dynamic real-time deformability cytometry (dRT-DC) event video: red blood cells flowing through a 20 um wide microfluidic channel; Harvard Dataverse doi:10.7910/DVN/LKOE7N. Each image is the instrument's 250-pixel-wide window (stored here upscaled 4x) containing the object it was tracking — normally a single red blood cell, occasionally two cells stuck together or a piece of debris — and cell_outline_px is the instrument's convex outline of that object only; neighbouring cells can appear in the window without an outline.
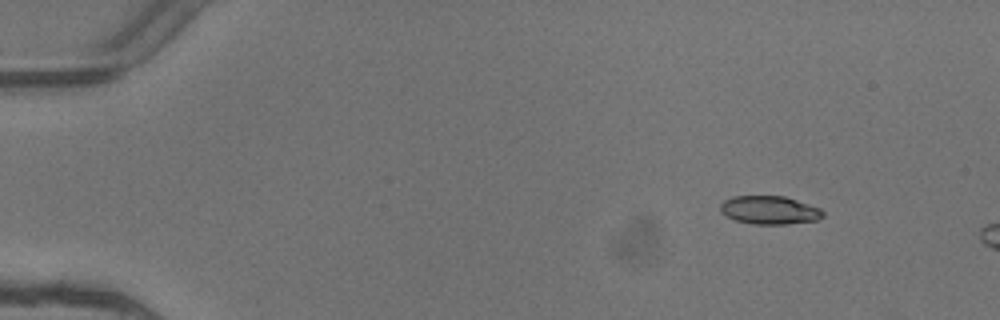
{"species": "common noctule bat (a hibernating species)", "species_latin": "Nyctalus noctula", "temperature_condition": "warm", "stored_images_in_passage": 4, "camera_frame_rate_fps": 3000, "um_per_image_px": 0.085, "animal": {"sex": "female"}, "frame": {"image": 1, "passage_image": 2, "time_ms": 0.333, "image_size_px": [1000, 320], "cell_outline_px": [[824, 216], [816, 220], [784, 224], [752, 224], [736, 220], [720, 212], [720, 204], [724, 200], [732, 196], [784, 196], [820, 208], [824, 212]], "centroid_in_image_um": [65.39, 17.85], "position_along_channel_um": 19.6, "area_um2": 16.82}}